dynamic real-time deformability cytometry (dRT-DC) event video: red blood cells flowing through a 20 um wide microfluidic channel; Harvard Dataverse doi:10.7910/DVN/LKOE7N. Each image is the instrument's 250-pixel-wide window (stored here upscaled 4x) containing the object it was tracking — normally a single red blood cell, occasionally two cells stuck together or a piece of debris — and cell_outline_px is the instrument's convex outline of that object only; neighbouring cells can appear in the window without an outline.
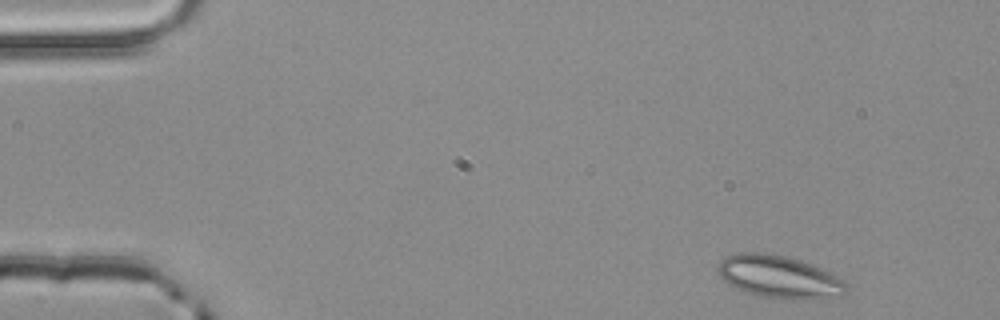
{"species": "common noctule bat (a hibernating species)", "species_latin": "Nyctalus noctula", "temperature_condition": "room temperature", "stored_images_in_passage": 4, "camera_frame_rate_fps": 3000, "um_per_image_px": 0.085, "animal": {"sex": "male", "body_mass_g": 20.4}, "frame": {"image": 1, "passage_image": 4, "time_ms": 1.0, "image_size_px": [1000, 320], "cell_outline_px": [[848, 292], [844, 296], [804, 300], [764, 296], [732, 288], [716, 272], [720, 264], [728, 256], [736, 252], [764, 252], [784, 256], [800, 260], [832, 272], [844, 280], [848, 284]], "centroid_in_image_um": [66.3, 23.54], "position_along_channel_um": 18.7, "area_um2": 32.08}}